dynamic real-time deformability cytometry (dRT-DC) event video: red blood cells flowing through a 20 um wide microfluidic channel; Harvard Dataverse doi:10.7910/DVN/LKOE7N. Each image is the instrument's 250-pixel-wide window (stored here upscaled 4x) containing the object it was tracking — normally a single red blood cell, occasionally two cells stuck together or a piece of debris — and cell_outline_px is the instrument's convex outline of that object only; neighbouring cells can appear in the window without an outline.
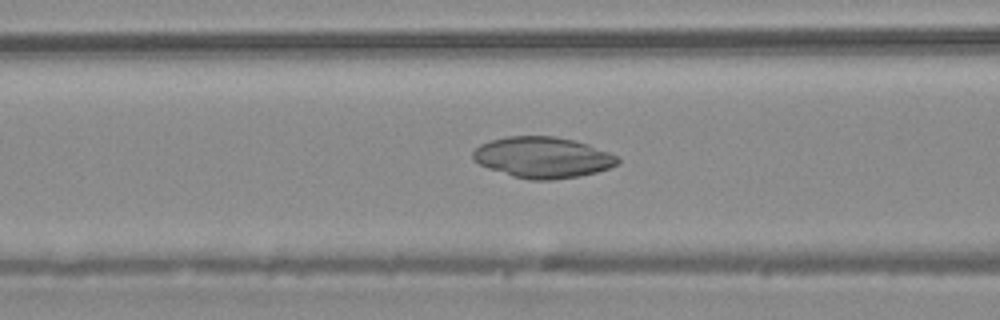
{"species": "common noctule bat (a hibernating species)", "species_latin": "Nyctalus noctula", "temperature_condition": "warm", "stored_images_in_passage": 48, "camera_frame_rate_fps": 3000, "um_per_image_px": 0.085, "animal": {"sex": "male", "body_mass_g": 20.4}, "frame": {"image": 1, "passage_image": 19, "time_ms": 6.0, "image_size_px": [1000, 320], "cell_outline_px": [[620, 160], [616, 164], [608, 168], [596, 172], [580, 176], [552, 180], [532, 180], [512, 176], [488, 168], [472, 160], [472, 152], [480, 144], [492, 140], [508, 136], [552, 136], [572, 140], [588, 144], [608, 152], [616, 156]], "centroid_in_image_um": [46.1, 13.38], "position_along_channel_um": 120.5, "area_um2": 34.39}}
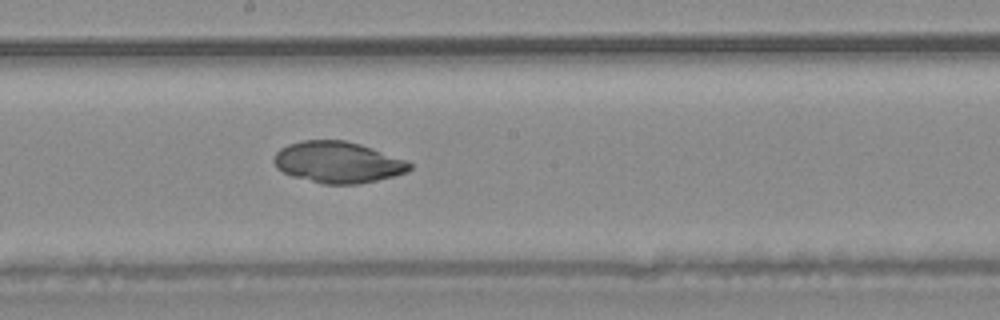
{"frame": {"image": 2, "passage_image": 26, "time_ms": 8.333, "image_size_px": [1000, 320], "cell_outline_px": [[412, 168], [408, 172], [376, 180], [356, 184], [324, 184], [292, 176], [276, 168], [272, 160], [276, 152], [280, 148], [288, 144], [304, 140], [344, 140], [360, 144], [408, 160], [412, 164]], "centroid_in_image_um": [28.71, 13.79], "position_along_channel_um": 219.5, "area_um2": 32.71}}
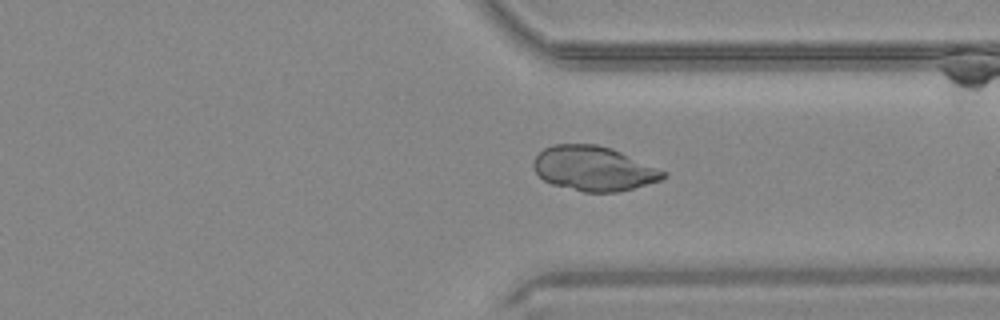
{"frame": {"image": 3, "passage_image": 36, "time_ms": 11.667, "image_size_px": [1000, 320], "cell_outline_px": [[668, 176], [660, 180], [620, 192], [584, 192], [552, 184], [544, 180], [536, 172], [532, 164], [536, 156], [544, 148], [552, 144], [596, 144], [612, 148], [668, 172]], "centroid_in_image_um": [50.48, 14.32], "position_along_channel_um": 360.9, "area_um2": 33.76}}